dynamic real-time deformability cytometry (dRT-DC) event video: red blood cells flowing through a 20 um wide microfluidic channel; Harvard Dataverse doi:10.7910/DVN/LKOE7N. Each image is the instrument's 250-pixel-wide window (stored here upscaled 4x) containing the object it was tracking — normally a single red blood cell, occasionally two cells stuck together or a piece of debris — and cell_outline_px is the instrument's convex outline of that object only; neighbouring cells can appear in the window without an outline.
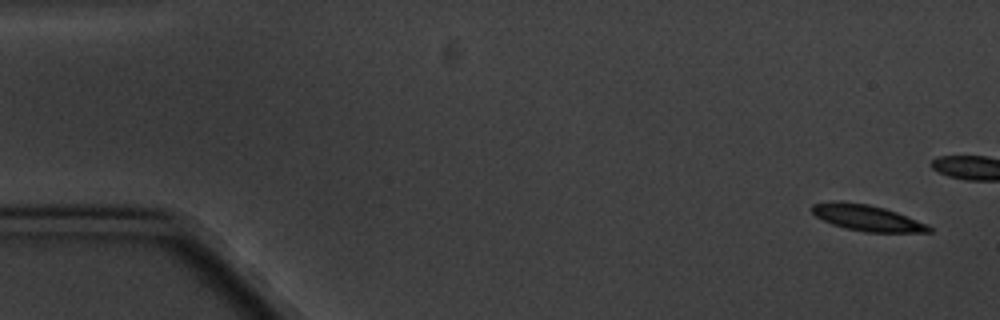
{"species": "common noctule bat (a hibernating species)", "species_latin": "Nyctalus noctula", "temperature_condition": "cold", "stored_images_in_passage": 6, "camera_frame_rate_fps": 3000, "um_per_image_px": 0.085, "animal": {"sex": "male", "body_mass_g": 20.1, "forearm_length_mm": 53.5}, "frame": {"image": 1, "passage_image": 1, "time_ms": 0.0, "image_size_px": [1000, 320], "cell_outline_px": [[932, 232], [864, 232], [832, 224], [816, 216], [808, 208], [812, 204], [832, 200], [840, 200], [868, 204], [884, 208], [896, 212], [928, 224], [932, 228]], "centroid_in_image_um": [73.65, 18.49], "position_along_channel_um": 11.3, "area_um2": 17.86}}